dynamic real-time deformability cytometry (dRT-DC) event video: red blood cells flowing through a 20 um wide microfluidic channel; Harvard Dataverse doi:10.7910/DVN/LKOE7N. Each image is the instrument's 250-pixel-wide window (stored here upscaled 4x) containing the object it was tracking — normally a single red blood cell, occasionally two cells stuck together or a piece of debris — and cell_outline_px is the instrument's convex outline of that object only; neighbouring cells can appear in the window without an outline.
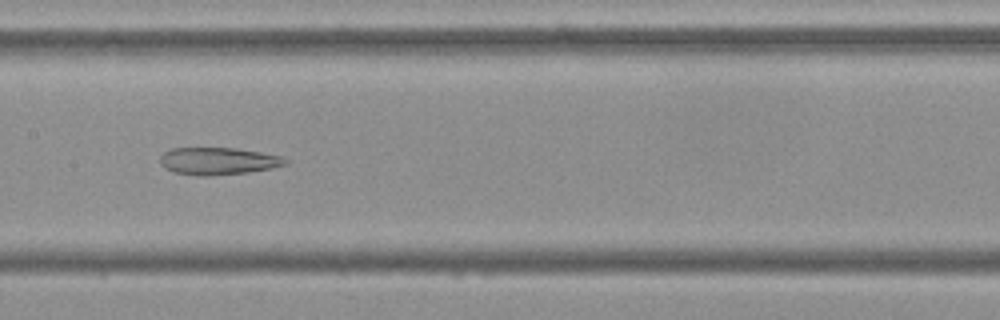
{"species": "Egyptian fruit bat (a non-hibernating species)", "species_latin": "Rousettus aegyptiacus", "temperature_condition": "cold", "stored_images_in_passage": 53, "camera_frame_rate_fps": 3000, "um_per_image_px": 0.085, "frame": {"image": 1, "passage_image": 26, "time_ms": 8.333, "image_size_px": [1000, 320], "cell_outline_px": [[288, 164], [272, 168], [248, 172], [208, 176], [196, 176], [172, 172], [164, 168], [160, 164], [160, 156], [164, 152], [172, 148], [236, 148], [260, 152], [280, 156], [288, 160]], "centroid_in_image_um": [18.51, 13.7], "position_along_channel_um": 188.9, "area_um2": 20.06}}
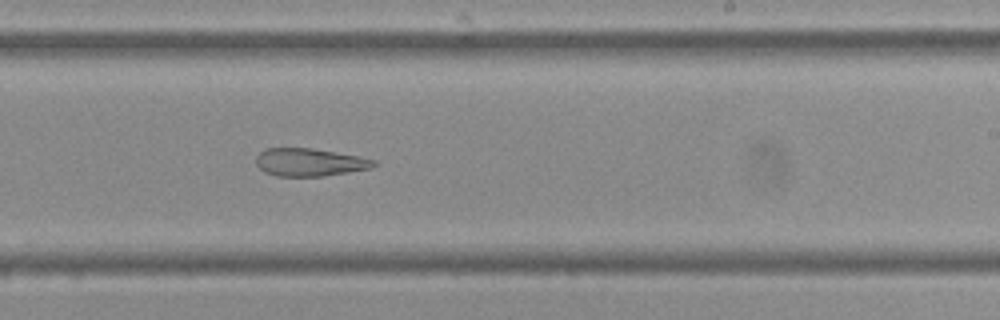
{"frame": {"image": 2, "passage_image": 32, "time_ms": 10.333, "image_size_px": [1000, 320], "cell_outline_px": [[380, 164], [372, 168], [324, 176], [276, 176], [264, 172], [256, 164], [256, 156], [264, 148], [312, 148], [356, 156], [376, 160]], "centroid_in_image_um": [26.31, 13.79], "position_along_channel_um": 262.7, "area_um2": 19.13}}
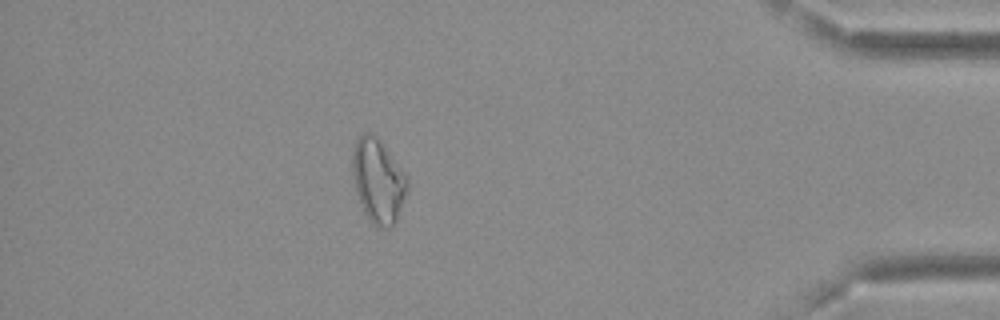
{"frame": {"image": 3, "passage_image": 47, "time_ms": 15.333, "image_size_px": [1000, 320], "cell_outline_px": [[408, 192], [396, 220], [392, 228], [376, 228], [368, 220], [364, 212], [356, 192], [352, 172], [352, 156], [356, 140], [364, 132], [372, 132], [376, 136], [408, 176]], "centroid_in_image_um": [32.15, 15.4], "position_along_channel_um": 403.0, "area_um2": 27.11}, "authors_computed_cell_mechanics": {"area_um2": 25.8366, "velocity_mm_per_s": 3.7018, "shape_relaxation_time_tau1_ms": null, "shape_relaxation_time_tau2_ms": 8.0249, "deformation_change_tau1": null, "deformation_change_tau2": 0.2028}}